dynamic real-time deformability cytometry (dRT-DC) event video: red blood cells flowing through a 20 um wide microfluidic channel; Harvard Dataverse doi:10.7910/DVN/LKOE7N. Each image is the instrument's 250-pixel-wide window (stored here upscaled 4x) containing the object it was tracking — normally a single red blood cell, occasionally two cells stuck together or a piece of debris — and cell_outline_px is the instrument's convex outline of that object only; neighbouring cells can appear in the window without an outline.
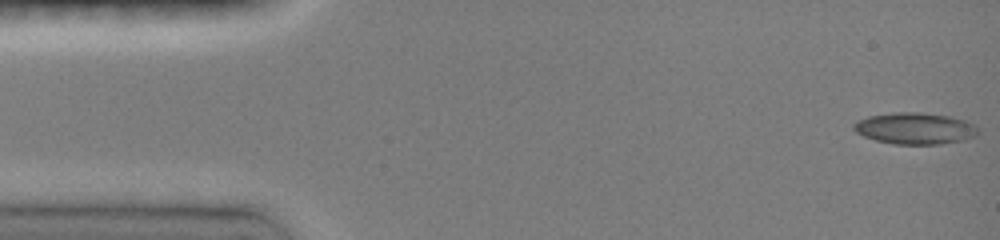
{"species": "common noctule bat (a hibernating species)", "species_latin": "Nyctalus noctula", "temperature_condition": "room temperature", "stored_images_in_passage": 6, "camera_frame_rate_fps": 3000, "um_per_image_px": 0.085, "animal": {"sex": "female", "body_mass_g": 19.0, "forearm_length_mm": 51.5}, "frame": {"image": 1, "passage_image": 1, "time_ms": 0.0, "image_size_px": [1000, 240], "cell_outline_px": [[980, 132], [976, 136], [964, 140], [940, 144], [892, 144], [876, 140], [864, 136], [856, 132], [852, 128], [852, 124], [856, 120], [868, 116], [892, 112], [920, 112], [952, 116], [964, 120], [972, 124]], "centroid_in_image_um": [77.75, 10.91], "position_along_channel_um": 7.3, "area_um2": 23.06}}